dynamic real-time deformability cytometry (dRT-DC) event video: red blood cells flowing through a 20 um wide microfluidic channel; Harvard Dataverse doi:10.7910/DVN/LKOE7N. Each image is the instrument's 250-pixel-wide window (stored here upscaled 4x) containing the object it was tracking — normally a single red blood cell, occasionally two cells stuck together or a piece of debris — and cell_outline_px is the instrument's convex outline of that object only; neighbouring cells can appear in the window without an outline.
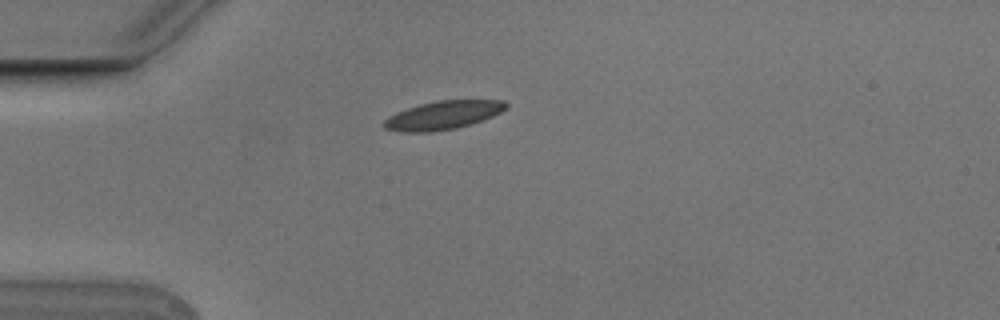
{"species": "Egyptian fruit bat (a non-hibernating species)", "species_latin": "Rousettus aegyptiacus", "temperature_condition": "cold", "stored_images_in_passage": 3, "camera_frame_rate_fps": 3000, "um_per_image_px": 0.085, "animal": {"sex": "male"}, "frame": {"image": 1, "passage_image": 1, "time_ms": 0.0, "image_size_px": [1000, 320], "cell_outline_px": [[508, 108], [492, 116], [456, 128], [428, 132], [400, 132], [384, 128], [380, 124], [388, 116], [396, 112], [420, 104], [440, 100], [504, 100], [508, 104]], "centroid_in_image_um": [37.61, 9.79], "position_along_channel_um": 47.4, "area_um2": 20.17}}